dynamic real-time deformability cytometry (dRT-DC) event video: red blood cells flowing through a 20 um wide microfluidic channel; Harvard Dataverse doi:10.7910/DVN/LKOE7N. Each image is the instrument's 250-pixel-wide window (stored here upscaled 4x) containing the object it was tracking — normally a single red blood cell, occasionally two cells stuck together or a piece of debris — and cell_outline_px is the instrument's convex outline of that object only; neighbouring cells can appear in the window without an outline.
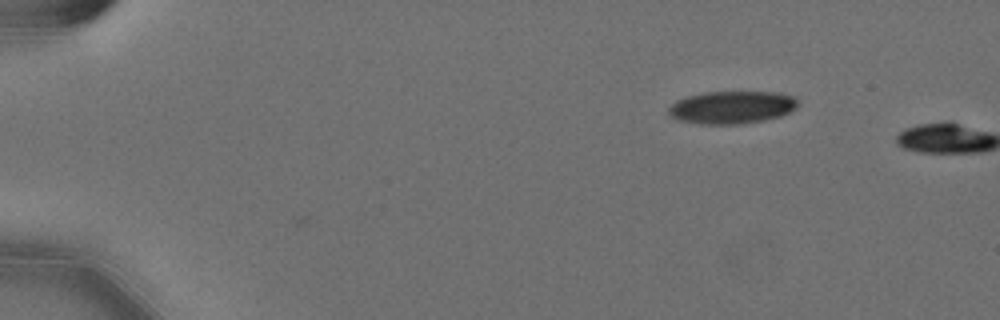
{"species": "Egyptian fruit bat (a non-hibernating species)", "species_latin": "Rousettus aegyptiacus", "temperature_condition": "cold", "stored_images_in_passage": 2, "camera_frame_rate_fps": 3000, "um_per_image_px": 0.085, "animal": {"sex": "female"}, "frame": {"image": 1, "passage_image": 1, "time_ms": 0.0, "image_size_px": [1000, 320], "cell_outline_px": [[800, 100], [796, 108], [792, 112], [780, 116], [764, 120], [736, 124], [700, 124], [676, 120], [668, 116], [668, 108], [676, 100], [688, 96], [704, 92], [780, 92], [796, 96]], "centroid_in_image_um": [62.23, 9.12], "position_along_channel_um": 22.8, "area_um2": 25.03}}